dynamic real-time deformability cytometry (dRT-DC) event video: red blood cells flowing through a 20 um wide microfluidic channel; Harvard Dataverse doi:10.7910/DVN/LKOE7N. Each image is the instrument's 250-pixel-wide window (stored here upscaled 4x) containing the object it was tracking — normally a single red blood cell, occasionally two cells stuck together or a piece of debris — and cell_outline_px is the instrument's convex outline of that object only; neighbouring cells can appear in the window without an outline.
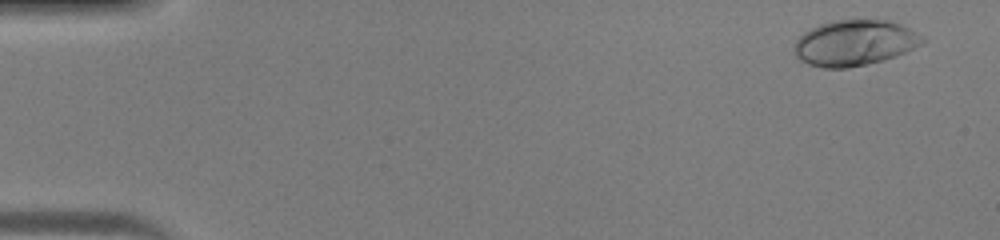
{"species": "human", "species_latin": "Homo sapiens", "temperature_condition": "warm", "stored_images_in_passage": 46, "camera_frame_rate_fps": 3000, "um_per_image_px": 0.085, "donor": {"sex": "male"}, "frame": {"image": 1, "passage_image": 3, "time_ms": 0.667, "image_size_px": [1000, 240], "cell_outline_px": [[928, 40], [896, 56], [884, 60], [868, 64], [848, 68], [824, 68], [808, 64], [800, 60], [792, 52], [792, 48], [796, 40], [804, 32], [820, 24], [836, 20], [888, 20], [900, 24], [908, 28]], "centroid_in_image_um": [72.6, 3.66], "position_along_channel_um": 12.4, "area_um2": 34.1}}
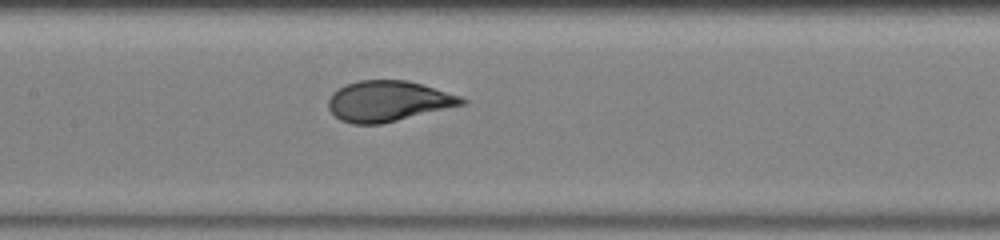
{"frame": {"image": 2, "passage_image": 23, "time_ms": 7.333, "image_size_px": [1000, 240], "cell_outline_px": [[468, 104], [380, 124], [352, 124], [340, 120], [328, 108], [328, 100], [332, 92], [348, 84], [360, 80], [408, 80], [460, 96], [468, 100]], "centroid_in_image_um": [33.02, 8.6], "position_along_channel_um": 174.4, "area_um2": 31.5}}
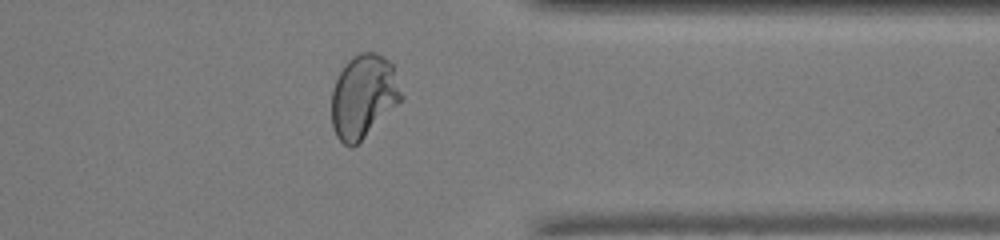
{"frame": {"image": 3, "passage_image": 37, "time_ms": 12.0, "image_size_px": [1000, 240], "cell_outline_px": [[404, 100], [352, 148], [348, 148], [336, 136], [332, 128], [332, 88], [344, 64], [352, 56], [360, 52], [376, 52], [388, 60], [392, 64], [404, 96]], "centroid_in_image_um": [30.91, 8.19], "position_along_channel_um": 380.5, "area_um2": 34.22}}